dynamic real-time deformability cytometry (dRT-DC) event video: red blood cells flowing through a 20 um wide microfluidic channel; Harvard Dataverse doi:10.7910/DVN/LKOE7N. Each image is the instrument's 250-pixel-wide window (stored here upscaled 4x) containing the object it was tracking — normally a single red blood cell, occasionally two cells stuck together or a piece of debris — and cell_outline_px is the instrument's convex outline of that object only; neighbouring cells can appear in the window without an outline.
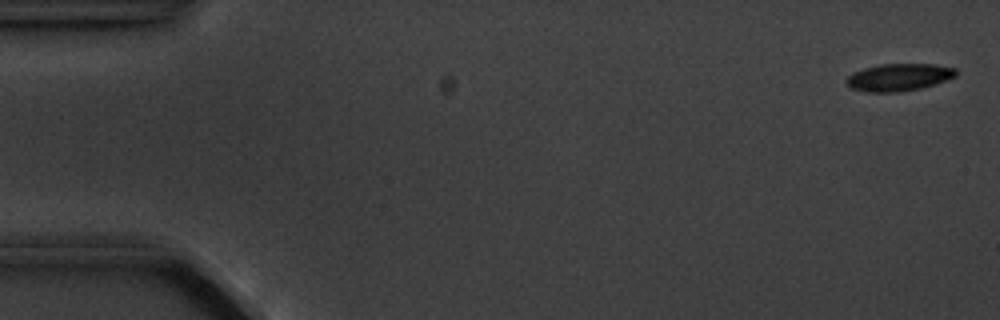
{"species": "common noctule bat (a hibernating species)", "species_latin": "Nyctalus noctula", "temperature_condition": "cold", "stored_images_in_passage": 4, "camera_frame_rate_fps": 3000, "um_per_image_px": 0.085, "animal": {"sex": "male", "body_mass_g": 20.1, "forearm_length_mm": 53.5}, "frame": {"image": 1, "passage_image": 1, "time_ms": 0.0, "image_size_px": [1000, 320], "cell_outline_px": [[956, 76], [936, 84], [920, 88], [900, 92], [868, 92], [852, 88], [844, 80], [852, 72], [864, 68], [880, 64], [932, 64], [956, 68]], "centroid_in_image_um": [76.39, 6.56], "position_along_channel_um": 8.6, "area_um2": 17.46}}